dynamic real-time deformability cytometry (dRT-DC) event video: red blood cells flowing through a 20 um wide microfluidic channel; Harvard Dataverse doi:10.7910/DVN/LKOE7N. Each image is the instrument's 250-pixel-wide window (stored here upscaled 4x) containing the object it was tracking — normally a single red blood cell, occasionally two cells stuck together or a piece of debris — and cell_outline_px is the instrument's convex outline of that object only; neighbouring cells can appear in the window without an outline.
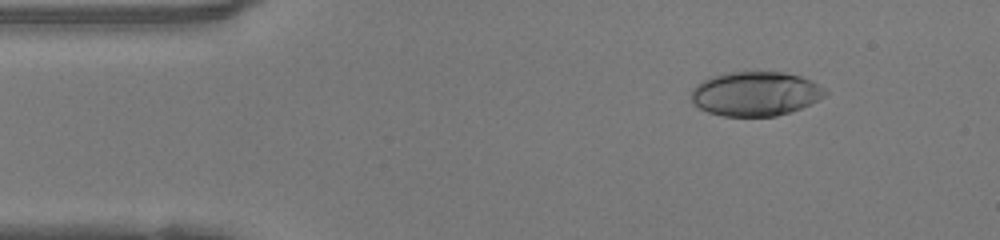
{"species": "human", "species_latin": "Homo sapiens", "temperature_condition": "warm", "stored_images_in_passage": 45, "camera_frame_rate_fps": 3000, "um_per_image_px": 0.085, "donor": {"sex": "female"}, "frame": {"image": 1, "passage_image": 3, "time_ms": 0.667, "image_size_px": [1000, 240], "cell_outline_px": [[828, 92], [824, 96], [800, 108], [776, 116], [724, 116], [708, 112], [700, 108], [692, 100], [692, 88], [696, 84], [708, 76], [728, 72], [784, 72], [800, 76], [812, 80], [824, 88]], "centroid_in_image_um": [64.19, 7.95], "position_along_channel_um": 20.8, "area_um2": 34.51}}
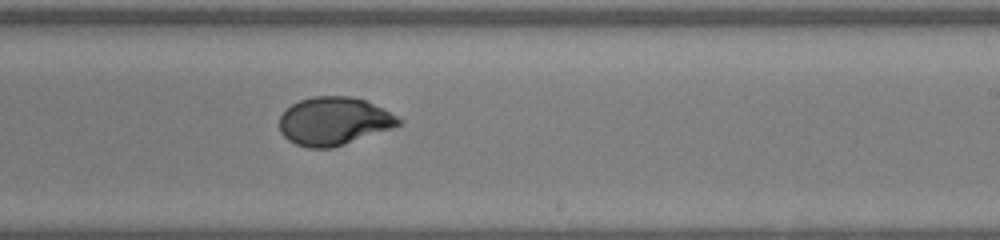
{"frame": {"image": 2, "passage_image": 25, "time_ms": 8.0, "image_size_px": [1000, 240], "cell_outline_px": [[404, 124], [332, 148], [308, 148], [296, 144], [288, 140], [280, 132], [280, 116], [292, 104], [300, 100], [312, 96], [352, 96], [364, 100], [384, 108], [404, 120]], "centroid_in_image_um": [28.41, 10.29], "position_along_channel_um": 260.6, "area_um2": 33.47}}
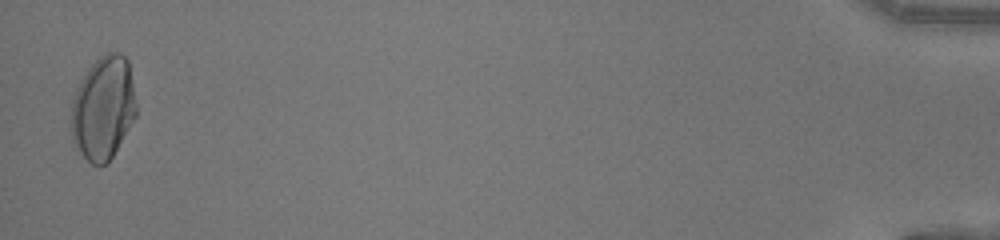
{"frame": {"image": 3, "passage_image": 44, "time_ms": 14.333, "image_size_px": [1000, 240], "cell_outline_px": [[136, 116], [108, 164], [92, 164], [72, 144], [68, 128], [68, 124], [72, 100], [76, 88], [80, 80], [92, 64], [104, 52], [116, 52], [124, 56], [128, 60], [136, 104]], "centroid_in_image_um": [8.72, 9.21], "position_along_channel_um": 426.5, "area_um2": 39.77}, "authors_computed_cell_mechanics": {"area_um2": 34.2176, "velocity_mm_per_s": 4.2177, "shape_relaxation_time_tau1_ms": 6.0996, "shape_relaxation_time_tau2_ms": null, "deformation_change_tau1": 0.2366, "deformation_change_tau2": null}}